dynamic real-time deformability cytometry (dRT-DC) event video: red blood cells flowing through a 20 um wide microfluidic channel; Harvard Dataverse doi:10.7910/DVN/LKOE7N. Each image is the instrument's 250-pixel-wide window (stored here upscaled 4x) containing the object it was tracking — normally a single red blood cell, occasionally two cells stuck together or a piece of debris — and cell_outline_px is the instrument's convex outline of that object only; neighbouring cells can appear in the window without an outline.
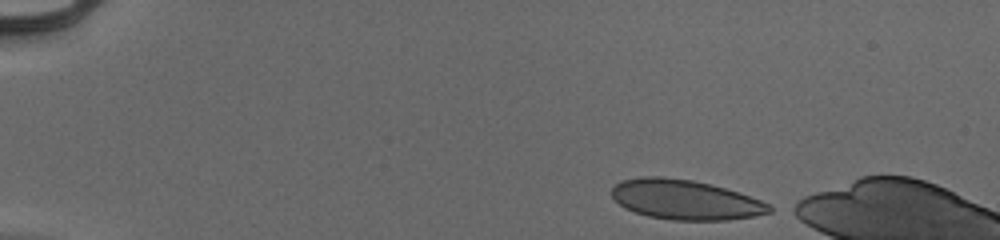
{"species": "human", "species_latin": "Homo sapiens", "temperature_condition": "cold", "stored_images_in_passage": 44, "camera_frame_rate_fps": 3000, "um_per_image_px": 0.085, "donor": {"sex": "male"}, "frame": {"image": 1, "passage_image": 1, "time_ms": 0.0, "image_size_px": [1000, 240], "cell_outline_px": [[772, 212], [752, 216], [728, 220], [672, 220], [648, 216], [624, 208], [612, 196], [612, 188], [620, 180], [644, 176], [660, 176], [692, 180], [724, 188], [760, 200], [768, 204], [772, 208]], "centroid_in_image_um": [58.21, 16.97], "position_along_channel_um": 26.8, "area_um2": 36.18}}
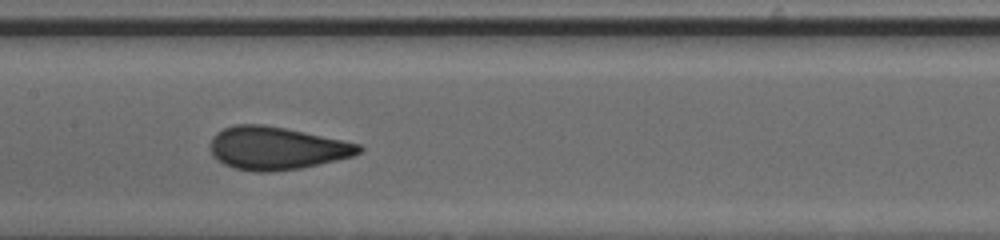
{"frame": {"image": 2, "passage_image": 21, "time_ms": 6.667, "image_size_px": [1000, 240], "cell_outline_px": [[364, 148], [360, 152], [352, 156], [300, 168], [272, 172], [256, 172], [232, 168], [216, 160], [212, 152], [212, 136], [216, 132], [224, 128], [236, 124], [264, 124], [344, 140], [360, 144]], "centroid_in_image_um": [23.49, 12.6], "position_along_channel_um": 183.9, "area_um2": 36.99}}
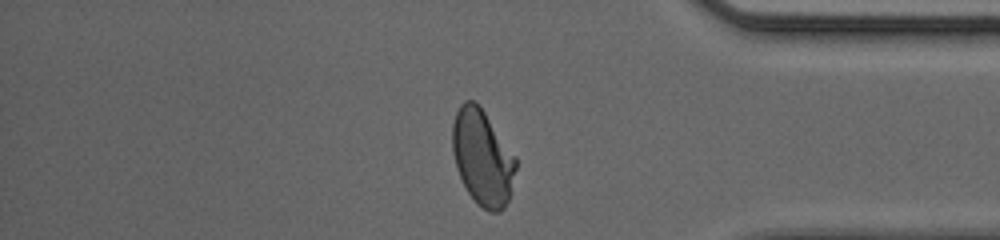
{"frame": {"image": 3, "passage_image": 38, "time_ms": 12.333, "image_size_px": [1000, 240], "cell_outline_px": [[516, 168], [508, 200], [504, 208], [500, 212], [488, 212], [476, 204], [468, 192], [456, 168], [452, 152], [452, 124], [456, 112], [460, 104], [464, 100], [472, 100], [484, 112], [516, 156]], "centroid_in_image_um": [40.99, 13.41], "position_along_channel_um": 394.2, "area_um2": 35.26}}